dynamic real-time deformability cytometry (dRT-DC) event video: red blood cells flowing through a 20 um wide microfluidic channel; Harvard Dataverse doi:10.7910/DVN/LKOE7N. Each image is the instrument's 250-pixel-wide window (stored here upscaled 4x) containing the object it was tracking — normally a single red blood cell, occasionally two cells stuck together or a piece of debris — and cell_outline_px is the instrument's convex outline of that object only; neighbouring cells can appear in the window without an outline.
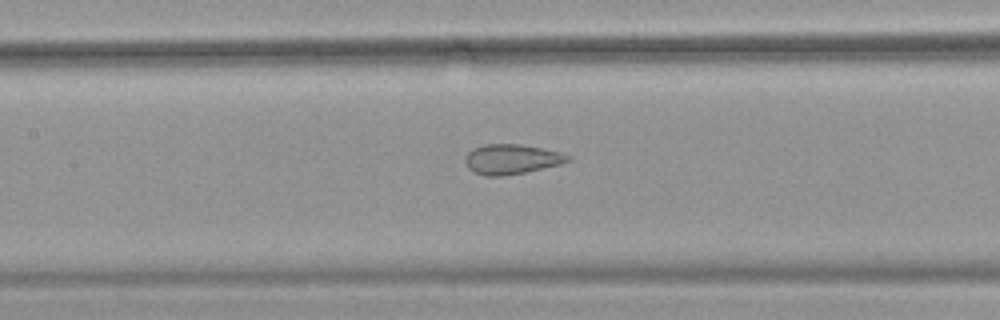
{"species": "common noctule bat (a hibernating species)", "species_latin": "Nyctalus noctula", "temperature_condition": "warm", "stored_images_in_passage": 31, "camera_frame_rate_fps": 3000, "um_per_image_px": 0.085, "animal": {"sex": "female", "body_mass_g": 18.4}, "frame": {"image": 1, "passage_image": 12, "time_ms": 3.667, "image_size_px": [1000, 320], "cell_outline_px": [[572, 160], [560, 164], [524, 172], [504, 176], [484, 176], [472, 172], [468, 168], [464, 160], [464, 156], [472, 148], [484, 144], [520, 144], [544, 148], [560, 152], [572, 156]], "centroid_in_image_um": [43.46, 13.52], "position_along_channel_um": 163.9, "area_um2": 18.15}}
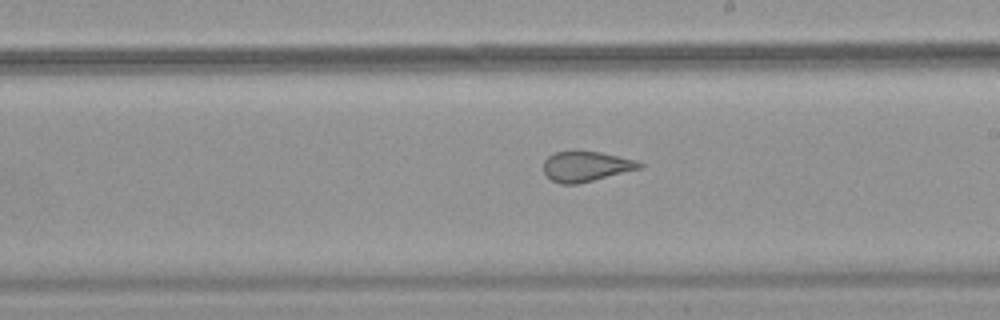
{"frame": {"image": 2, "passage_image": 18, "time_ms": 5.667, "image_size_px": [1000, 320], "cell_outline_px": [[644, 164], [640, 168], [576, 184], [560, 184], [552, 180], [544, 172], [544, 160], [548, 156], [556, 152], [600, 152], [636, 160]], "centroid_in_image_um": [49.79, 14.15], "position_along_channel_um": 239.2, "area_um2": 16.42}}
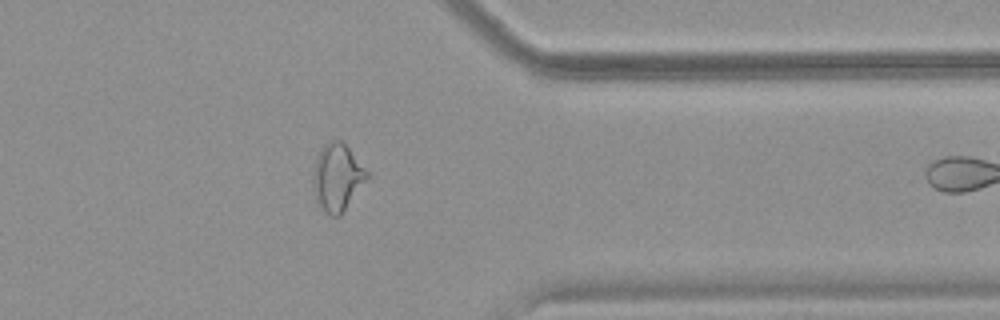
{"frame": {"image": 3, "passage_image": 30, "time_ms": 9.667, "image_size_px": [1000, 320], "cell_outline_px": [[372, 176], [340, 216], [332, 216], [316, 200], [312, 180], [312, 172], [320, 148], [324, 144], [332, 140], [340, 140], [372, 172]], "centroid_in_image_um": [28.74, 15.05], "position_along_channel_um": 382.7, "area_um2": 21.5}}